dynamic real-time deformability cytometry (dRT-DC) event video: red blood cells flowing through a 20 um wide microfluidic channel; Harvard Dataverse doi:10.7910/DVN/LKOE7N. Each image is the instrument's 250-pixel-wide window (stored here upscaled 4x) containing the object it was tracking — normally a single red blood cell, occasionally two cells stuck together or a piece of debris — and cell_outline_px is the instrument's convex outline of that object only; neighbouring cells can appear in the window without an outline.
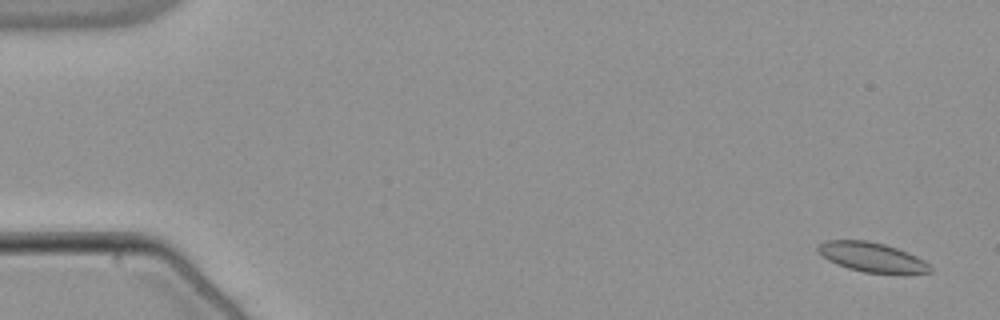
{"species": "common noctule bat (a hibernating species)", "species_latin": "Nyctalus noctula", "temperature_condition": "warm", "stored_images_in_passage": 35, "camera_frame_rate_fps": 3000, "um_per_image_px": 0.085, "animal": {"sex": "male", "body_mass_g": 21.5, "forearm_length_mm": 52.0}, "frame": {"image": 1, "passage_image": 3, "time_ms": 0.667, "image_size_px": [1000, 320], "cell_outline_px": [[932, 272], [904, 276], [864, 272], [848, 268], [836, 264], [820, 256], [816, 248], [824, 240], [868, 240], [884, 244], [908, 252], [924, 260], [932, 268]], "centroid_in_image_um": [74.16, 21.9], "position_along_channel_um": 10.8, "area_um2": 20.0}}
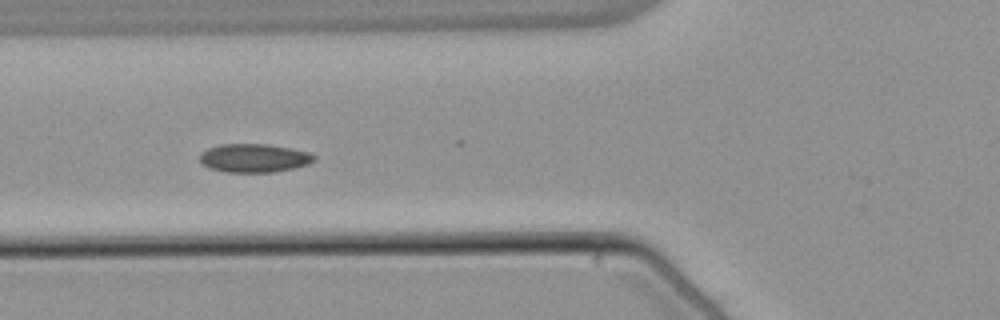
{"frame": {"image": 2, "passage_image": 22, "time_ms": 7.0, "image_size_px": [1000, 320], "cell_outline_px": [[316, 160], [308, 164], [292, 168], [272, 172], [224, 172], [208, 168], [200, 164], [200, 152], [208, 148], [220, 144], [268, 144], [292, 148], [312, 152], [316, 156]], "centroid_in_image_um": [21.59, 13.43], "position_along_channel_um": 104.2, "area_um2": 19.31}}
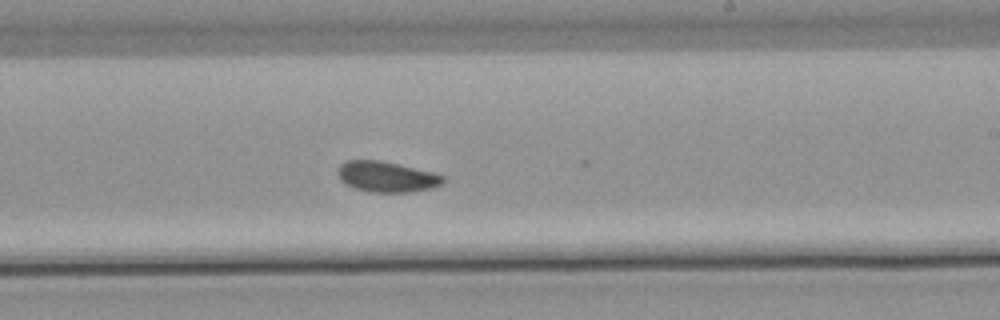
{"frame": {"image": 3, "passage_image": 34, "time_ms": 11.0, "image_size_px": [1000, 320], "cell_outline_px": [[444, 180], [440, 184], [432, 188], [408, 192], [368, 192], [344, 184], [340, 180], [336, 172], [340, 164], [348, 160], [380, 160], [432, 172], [444, 176]], "centroid_in_image_um": [32.81, 15.02], "position_along_channel_um": 256.2, "area_um2": 18.73}}